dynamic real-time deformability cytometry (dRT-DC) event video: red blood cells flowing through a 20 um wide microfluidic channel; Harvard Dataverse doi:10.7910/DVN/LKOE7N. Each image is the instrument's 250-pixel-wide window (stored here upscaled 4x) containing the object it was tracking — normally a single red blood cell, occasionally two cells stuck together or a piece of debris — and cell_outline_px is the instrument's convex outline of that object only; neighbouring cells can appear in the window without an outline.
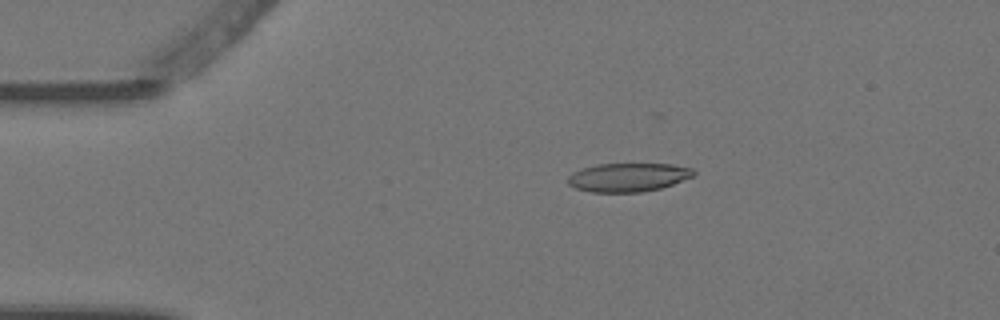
{"species": "Egyptian fruit bat (a non-hibernating species)", "species_latin": "Rousettus aegyptiacus", "temperature_condition": "warm", "stored_images_in_passage": 4, "camera_frame_rate_fps": 3000, "um_per_image_px": 0.085, "animal": {"sex": "female"}, "frame": {"image": 1, "passage_image": 3, "time_ms": 0.667, "image_size_px": [1000, 320], "cell_outline_px": [[696, 172], [692, 176], [672, 184], [660, 188], [640, 192], [592, 192], [576, 188], [568, 184], [568, 176], [572, 172], [596, 164], [672, 164], [692, 168]], "centroid_in_image_um": [53.37, 15.06], "position_along_channel_um": 31.6, "area_um2": 20.81}}